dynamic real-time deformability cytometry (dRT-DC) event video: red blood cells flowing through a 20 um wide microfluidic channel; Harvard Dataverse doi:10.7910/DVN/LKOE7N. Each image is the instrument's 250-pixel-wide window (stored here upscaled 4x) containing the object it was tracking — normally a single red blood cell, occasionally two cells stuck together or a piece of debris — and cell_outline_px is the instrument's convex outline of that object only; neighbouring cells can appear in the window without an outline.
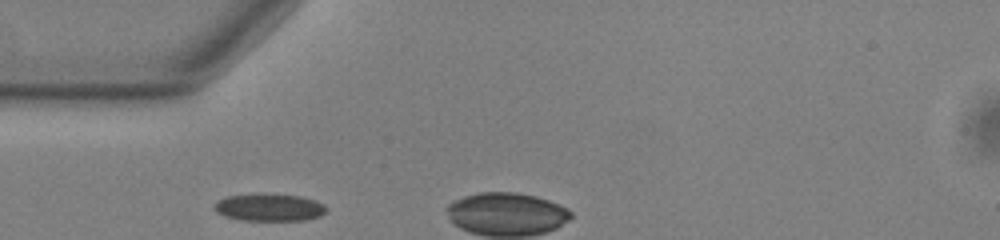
{"species": "common noctule bat (a hibernating species)", "species_latin": "Nyctalus noctula", "temperature_condition": "warm", "stored_images_in_passage": 5, "camera_frame_rate_fps": 3000, "um_per_image_px": 0.085, "animal": {"sex": "male", "body_mass_g": 13.0, "forearm_length_mm": 53.1}, "frame": {"image": 1, "passage_image": 1, "time_ms": 0.0, "image_size_px": [1000, 240], "cell_outline_px": [[324, 212], [320, 216], [304, 220], [240, 220], [224, 216], [216, 212], [212, 208], [212, 204], [228, 196], [256, 192], [264, 192], [300, 196], [316, 200], [324, 204]], "centroid_in_image_um": [22.83, 17.6], "position_along_channel_um": 62.2, "area_um2": 18.26}}